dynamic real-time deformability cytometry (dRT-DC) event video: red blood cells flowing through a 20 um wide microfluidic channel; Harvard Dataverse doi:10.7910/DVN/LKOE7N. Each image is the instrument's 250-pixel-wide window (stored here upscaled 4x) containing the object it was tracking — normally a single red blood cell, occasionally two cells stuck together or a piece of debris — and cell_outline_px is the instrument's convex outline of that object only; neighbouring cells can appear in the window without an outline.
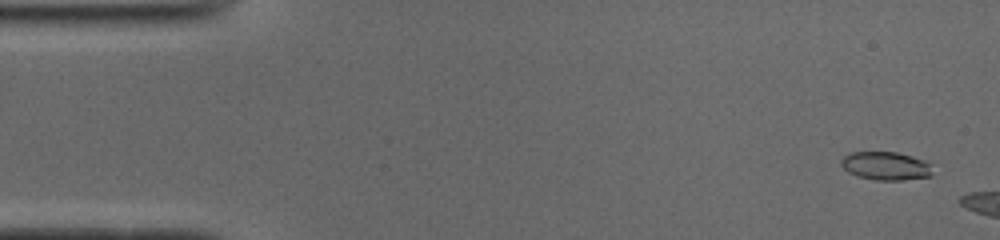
{"species": "common noctule bat (a hibernating species)", "species_latin": "Nyctalus noctula", "temperature_condition": "cold", "stored_images_in_passage": 7, "camera_frame_rate_fps": 3000, "um_per_image_px": 0.085, "animal": {"sex": "male", "body_mass_g": 19.0, "forearm_length_mm": 50.8}, "frame": {"image": 1, "passage_image": 3, "time_ms": 0.667, "image_size_px": [1000, 240], "cell_outline_px": [[932, 176], [904, 180], [876, 180], [856, 176], [848, 172], [840, 164], [840, 160], [848, 152], [896, 152], [912, 156], [924, 160], [928, 164], [932, 172]], "centroid_in_image_um": [75.25, 14.1], "position_along_channel_um": 9.7, "area_um2": 15.14}}